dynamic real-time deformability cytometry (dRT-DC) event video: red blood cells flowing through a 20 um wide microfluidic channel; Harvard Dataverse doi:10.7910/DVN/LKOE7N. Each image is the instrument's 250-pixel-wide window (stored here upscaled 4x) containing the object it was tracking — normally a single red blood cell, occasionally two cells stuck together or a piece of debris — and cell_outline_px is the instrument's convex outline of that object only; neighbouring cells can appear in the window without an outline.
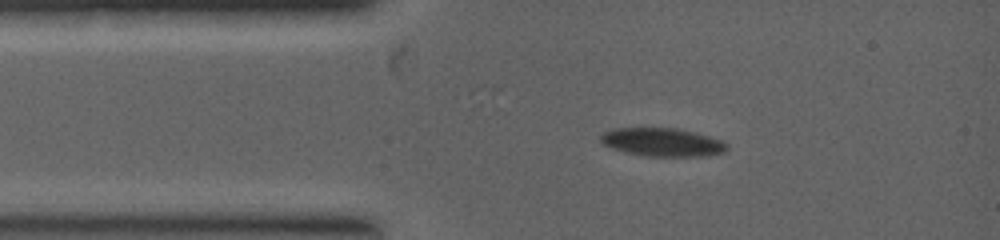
{"species": "common noctule bat (a hibernating species)", "species_latin": "Nyctalus noctula", "temperature_condition": "warm", "stored_images_in_passage": 5, "camera_frame_rate_fps": 5000, "um_per_image_px": 0.085, "animal": {"sex": "female", "body_mass_g": 19.0, "forearm_length_mm": 53.3}, "frame": {"image": 1, "passage_image": 1, "time_ms": 0.0, "image_size_px": [1000, 240], "cell_outline_px": [[728, 148], [724, 152], [708, 156], [644, 156], [612, 148], [604, 144], [600, 140], [600, 136], [604, 132], [616, 128], [676, 128], [724, 140], [728, 144]], "centroid_in_image_um": [56.34, 12.09], "position_along_channel_um": 28.7, "area_um2": 20.75}}
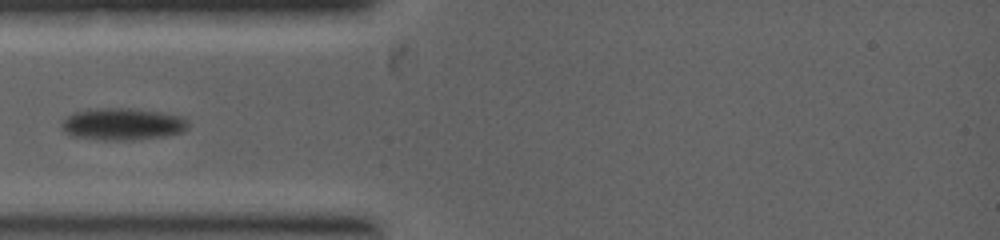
{"frame": {"image": 2, "passage_image": 3, "time_ms": 1.0, "image_size_px": [1000, 240], "cell_outline_px": [[188, 128], [184, 132], [164, 136], [140, 140], [104, 140], [72, 136], [64, 132], [60, 124], [72, 112], [96, 108], [136, 108], [184, 116], [188, 120]], "centroid_in_image_um": [10.45, 10.55], "position_along_channel_um": 74.6, "area_um2": 24.04}}
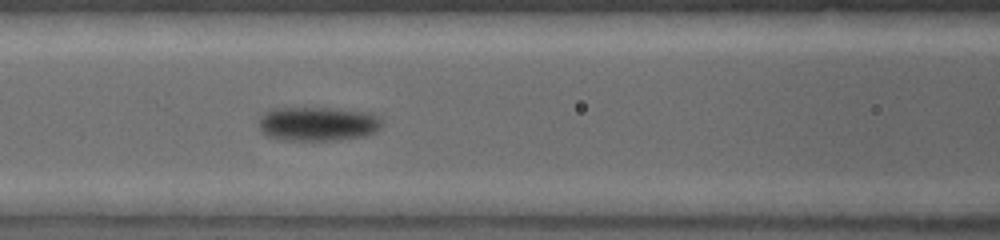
{"frame": {"image": 3, "passage_image": 5, "time_ms": 2.0, "image_size_px": [1000, 240], "cell_outline_px": [[384, 124], [380, 128], [364, 136], [332, 140], [280, 140], [268, 136], [260, 128], [260, 116], [268, 108], [332, 108], [368, 112], [376, 116]], "centroid_in_image_um": [26.98, 10.52], "position_along_channel_um": 139.6, "area_um2": 24.45}}